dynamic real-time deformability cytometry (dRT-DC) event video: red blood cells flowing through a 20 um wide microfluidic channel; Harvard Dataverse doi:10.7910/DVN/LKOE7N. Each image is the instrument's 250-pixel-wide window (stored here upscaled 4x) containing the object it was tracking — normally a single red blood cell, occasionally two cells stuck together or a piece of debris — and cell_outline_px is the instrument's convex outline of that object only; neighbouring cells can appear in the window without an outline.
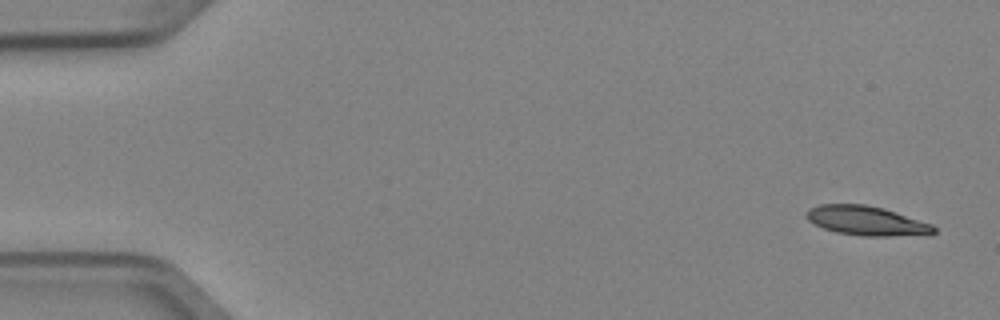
{"species": "Egyptian fruit bat (a non-hibernating species)", "species_latin": "Rousettus aegyptiacus", "temperature_condition": "cold", "stored_images_in_passage": 5, "camera_frame_rate_fps": 3000, "um_per_image_px": 0.085, "animal": {"sex": "female"}, "frame": {"image": 1, "passage_image": 1, "time_ms": 0.0, "image_size_px": [1000, 320], "cell_outline_px": [[936, 232], [932, 236], [864, 236], [836, 232], [824, 228], [808, 220], [804, 216], [804, 212], [808, 208], [820, 204], [864, 204], [884, 208], [932, 224], [936, 228]], "centroid_in_image_um": [73.7, 18.77], "position_along_channel_um": 11.3, "area_um2": 22.2}}